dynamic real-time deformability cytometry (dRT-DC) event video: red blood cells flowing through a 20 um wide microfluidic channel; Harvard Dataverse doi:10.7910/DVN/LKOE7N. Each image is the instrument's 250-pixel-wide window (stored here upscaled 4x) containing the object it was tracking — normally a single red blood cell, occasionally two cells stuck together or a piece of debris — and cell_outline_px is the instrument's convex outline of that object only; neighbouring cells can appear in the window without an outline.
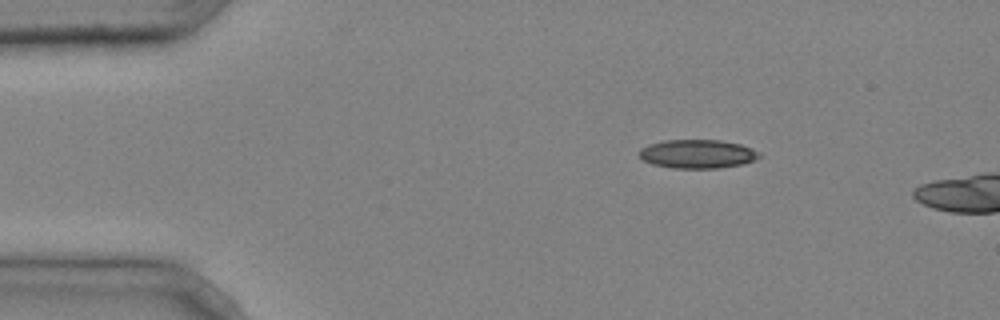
{"species": "common noctule bat (a hibernating species)", "species_latin": "Nyctalus noctula", "temperature_condition": "cold", "stored_images_in_passage": 3, "camera_frame_rate_fps": 3000, "um_per_image_px": 0.085, "animal": {"sex": "male", "body_mass_g": 20.4}, "frame": {"image": 1, "passage_image": 1, "time_ms": 0.0, "image_size_px": [1000, 320], "cell_outline_px": [[764, 156], [756, 160], [744, 164], [720, 168], [672, 168], [652, 164], [640, 160], [636, 152], [640, 148], [648, 144], [664, 140], [720, 140], [740, 144], [752, 148], [760, 152]], "centroid_in_image_um": [59.27, 13.09], "position_along_channel_um": 25.7, "area_um2": 20.63}}